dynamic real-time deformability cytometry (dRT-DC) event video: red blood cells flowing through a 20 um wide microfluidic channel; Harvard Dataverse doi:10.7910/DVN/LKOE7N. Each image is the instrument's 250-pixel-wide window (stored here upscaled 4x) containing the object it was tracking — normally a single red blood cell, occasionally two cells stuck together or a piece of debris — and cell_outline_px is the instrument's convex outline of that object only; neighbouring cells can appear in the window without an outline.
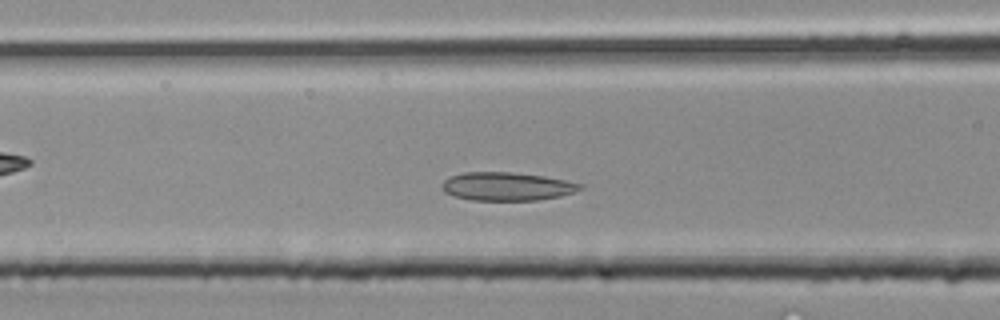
{"species": "common noctule bat (a hibernating species)", "species_latin": "Nyctalus noctula", "temperature_condition": "room temperature", "stored_images_in_passage": 29, "camera_frame_rate_fps": 3000, "um_per_image_px": 0.085, "animal": {"sex": "male", "body_mass_g": 20.4}, "frame": {"image": 1, "passage_image": 8, "time_ms": 2.333, "image_size_px": [1000, 320], "cell_outline_px": [[584, 188], [576, 192], [560, 196], [536, 200], [472, 200], [456, 196], [444, 192], [440, 188], [440, 184], [448, 176], [464, 172], [512, 172], [544, 176], [584, 184]], "centroid_in_image_um": [43.07, 15.84], "position_along_channel_um": 123.5, "area_um2": 23.0}}
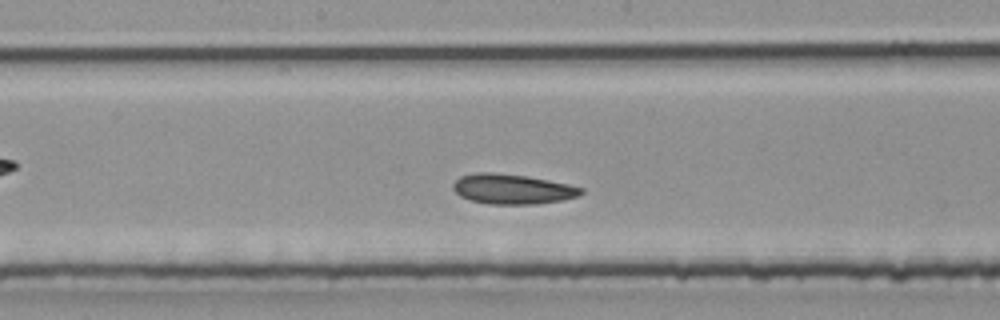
{"frame": {"image": 2, "passage_image": 12, "time_ms": 3.667, "image_size_px": [1000, 320], "cell_outline_px": [[584, 192], [576, 196], [560, 200], [536, 204], [488, 204], [472, 200], [460, 196], [452, 188], [452, 184], [460, 176], [480, 172], [492, 172], [524, 176], [568, 184], [584, 188]], "centroid_in_image_um": [43.52, 16.07], "position_along_channel_um": 204.7, "area_um2": 22.08}}
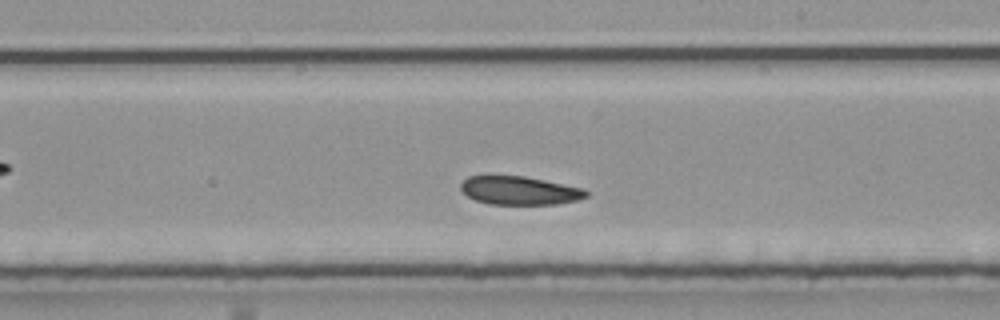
{"frame": {"image": 3, "passage_image": 14, "time_ms": 4.333, "image_size_px": [1000, 320], "cell_outline_px": [[588, 196], [580, 200], [556, 204], [488, 204], [476, 200], [468, 196], [460, 188], [460, 184], [468, 176], [524, 176], [584, 188], [588, 192]], "centroid_in_image_um": [44.19, 16.2], "position_along_channel_um": 244.8, "area_um2": 20.75}}